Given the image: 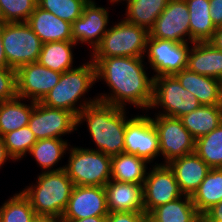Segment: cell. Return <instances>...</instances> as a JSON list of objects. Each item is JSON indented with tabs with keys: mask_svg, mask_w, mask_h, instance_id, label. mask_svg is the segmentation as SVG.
I'll return each instance as SVG.
<instances>
[{
	"mask_svg": "<svg viewBox=\"0 0 222 222\" xmlns=\"http://www.w3.org/2000/svg\"><path fill=\"white\" fill-rule=\"evenodd\" d=\"M203 222H222V201L213 205L202 215Z\"/></svg>",
	"mask_w": 222,
	"mask_h": 222,
	"instance_id": "obj_40",
	"label": "cell"
},
{
	"mask_svg": "<svg viewBox=\"0 0 222 222\" xmlns=\"http://www.w3.org/2000/svg\"><path fill=\"white\" fill-rule=\"evenodd\" d=\"M201 104L197 97L184 89L174 75L154 77L153 101L150 109L162 108L157 115L180 118Z\"/></svg>",
	"mask_w": 222,
	"mask_h": 222,
	"instance_id": "obj_8",
	"label": "cell"
},
{
	"mask_svg": "<svg viewBox=\"0 0 222 222\" xmlns=\"http://www.w3.org/2000/svg\"><path fill=\"white\" fill-rule=\"evenodd\" d=\"M189 43H176L166 39L148 37L146 54L149 67L156 76L174 75L187 67Z\"/></svg>",
	"mask_w": 222,
	"mask_h": 222,
	"instance_id": "obj_11",
	"label": "cell"
},
{
	"mask_svg": "<svg viewBox=\"0 0 222 222\" xmlns=\"http://www.w3.org/2000/svg\"><path fill=\"white\" fill-rule=\"evenodd\" d=\"M36 6L37 0H0L3 23L27 22Z\"/></svg>",
	"mask_w": 222,
	"mask_h": 222,
	"instance_id": "obj_36",
	"label": "cell"
},
{
	"mask_svg": "<svg viewBox=\"0 0 222 222\" xmlns=\"http://www.w3.org/2000/svg\"><path fill=\"white\" fill-rule=\"evenodd\" d=\"M95 82V64L88 61L78 67L75 66L74 69L63 72L59 82L44 96L40 103L45 106L68 110L77 117L86 106L99 101L96 96L92 99L89 98V100L84 97Z\"/></svg>",
	"mask_w": 222,
	"mask_h": 222,
	"instance_id": "obj_3",
	"label": "cell"
},
{
	"mask_svg": "<svg viewBox=\"0 0 222 222\" xmlns=\"http://www.w3.org/2000/svg\"><path fill=\"white\" fill-rule=\"evenodd\" d=\"M2 41L9 67L38 61L42 42L26 22L2 23Z\"/></svg>",
	"mask_w": 222,
	"mask_h": 222,
	"instance_id": "obj_7",
	"label": "cell"
},
{
	"mask_svg": "<svg viewBox=\"0 0 222 222\" xmlns=\"http://www.w3.org/2000/svg\"><path fill=\"white\" fill-rule=\"evenodd\" d=\"M24 99L16 97L9 101H0V135L4 136L14 130L27 126L35 101L22 103Z\"/></svg>",
	"mask_w": 222,
	"mask_h": 222,
	"instance_id": "obj_28",
	"label": "cell"
},
{
	"mask_svg": "<svg viewBox=\"0 0 222 222\" xmlns=\"http://www.w3.org/2000/svg\"><path fill=\"white\" fill-rule=\"evenodd\" d=\"M32 222H63V220L58 216L36 215Z\"/></svg>",
	"mask_w": 222,
	"mask_h": 222,
	"instance_id": "obj_45",
	"label": "cell"
},
{
	"mask_svg": "<svg viewBox=\"0 0 222 222\" xmlns=\"http://www.w3.org/2000/svg\"><path fill=\"white\" fill-rule=\"evenodd\" d=\"M126 109L97 101L77 115V127L87 122L88 131L96 145L92 150L109 156L124 152L125 129L129 119Z\"/></svg>",
	"mask_w": 222,
	"mask_h": 222,
	"instance_id": "obj_2",
	"label": "cell"
},
{
	"mask_svg": "<svg viewBox=\"0 0 222 222\" xmlns=\"http://www.w3.org/2000/svg\"><path fill=\"white\" fill-rule=\"evenodd\" d=\"M210 168H222V123L195 140V151Z\"/></svg>",
	"mask_w": 222,
	"mask_h": 222,
	"instance_id": "obj_32",
	"label": "cell"
},
{
	"mask_svg": "<svg viewBox=\"0 0 222 222\" xmlns=\"http://www.w3.org/2000/svg\"><path fill=\"white\" fill-rule=\"evenodd\" d=\"M148 162L136 155L120 153L111 156V180L143 184Z\"/></svg>",
	"mask_w": 222,
	"mask_h": 222,
	"instance_id": "obj_26",
	"label": "cell"
},
{
	"mask_svg": "<svg viewBox=\"0 0 222 222\" xmlns=\"http://www.w3.org/2000/svg\"><path fill=\"white\" fill-rule=\"evenodd\" d=\"M36 217L29 199L20 191L0 207V222H32Z\"/></svg>",
	"mask_w": 222,
	"mask_h": 222,
	"instance_id": "obj_33",
	"label": "cell"
},
{
	"mask_svg": "<svg viewBox=\"0 0 222 222\" xmlns=\"http://www.w3.org/2000/svg\"><path fill=\"white\" fill-rule=\"evenodd\" d=\"M95 0H89L80 18L71 24L72 41L76 44L87 43L92 52L100 44L102 37L108 31V8L97 6Z\"/></svg>",
	"mask_w": 222,
	"mask_h": 222,
	"instance_id": "obj_16",
	"label": "cell"
},
{
	"mask_svg": "<svg viewBox=\"0 0 222 222\" xmlns=\"http://www.w3.org/2000/svg\"><path fill=\"white\" fill-rule=\"evenodd\" d=\"M184 89L197 97L201 105H221L222 81L183 69L174 74Z\"/></svg>",
	"mask_w": 222,
	"mask_h": 222,
	"instance_id": "obj_21",
	"label": "cell"
},
{
	"mask_svg": "<svg viewBox=\"0 0 222 222\" xmlns=\"http://www.w3.org/2000/svg\"><path fill=\"white\" fill-rule=\"evenodd\" d=\"M149 31L124 18L108 29L91 57H145Z\"/></svg>",
	"mask_w": 222,
	"mask_h": 222,
	"instance_id": "obj_6",
	"label": "cell"
},
{
	"mask_svg": "<svg viewBox=\"0 0 222 222\" xmlns=\"http://www.w3.org/2000/svg\"><path fill=\"white\" fill-rule=\"evenodd\" d=\"M147 218L145 212H109L106 222H144Z\"/></svg>",
	"mask_w": 222,
	"mask_h": 222,
	"instance_id": "obj_38",
	"label": "cell"
},
{
	"mask_svg": "<svg viewBox=\"0 0 222 222\" xmlns=\"http://www.w3.org/2000/svg\"><path fill=\"white\" fill-rule=\"evenodd\" d=\"M36 181L22 190L35 214L62 217L75 186L65 170L42 172Z\"/></svg>",
	"mask_w": 222,
	"mask_h": 222,
	"instance_id": "obj_4",
	"label": "cell"
},
{
	"mask_svg": "<svg viewBox=\"0 0 222 222\" xmlns=\"http://www.w3.org/2000/svg\"><path fill=\"white\" fill-rule=\"evenodd\" d=\"M189 10L190 45L209 41L216 31L210 16L209 0H185Z\"/></svg>",
	"mask_w": 222,
	"mask_h": 222,
	"instance_id": "obj_25",
	"label": "cell"
},
{
	"mask_svg": "<svg viewBox=\"0 0 222 222\" xmlns=\"http://www.w3.org/2000/svg\"><path fill=\"white\" fill-rule=\"evenodd\" d=\"M127 3L126 21L148 31L166 8L169 0H124Z\"/></svg>",
	"mask_w": 222,
	"mask_h": 222,
	"instance_id": "obj_31",
	"label": "cell"
},
{
	"mask_svg": "<svg viewBox=\"0 0 222 222\" xmlns=\"http://www.w3.org/2000/svg\"><path fill=\"white\" fill-rule=\"evenodd\" d=\"M42 43L72 41L71 23L36 6L26 22Z\"/></svg>",
	"mask_w": 222,
	"mask_h": 222,
	"instance_id": "obj_20",
	"label": "cell"
},
{
	"mask_svg": "<svg viewBox=\"0 0 222 222\" xmlns=\"http://www.w3.org/2000/svg\"><path fill=\"white\" fill-rule=\"evenodd\" d=\"M37 140L58 138L76 131L77 117L70 111L35 102L28 123Z\"/></svg>",
	"mask_w": 222,
	"mask_h": 222,
	"instance_id": "obj_13",
	"label": "cell"
},
{
	"mask_svg": "<svg viewBox=\"0 0 222 222\" xmlns=\"http://www.w3.org/2000/svg\"><path fill=\"white\" fill-rule=\"evenodd\" d=\"M197 212L202 216L213 205L222 201V168H211L191 196Z\"/></svg>",
	"mask_w": 222,
	"mask_h": 222,
	"instance_id": "obj_30",
	"label": "cell"
},
{
	"mask_svg": "<svg viewBox=\"0 0 222 222\" xmlns=\"http://www.w3.org/2000/svg\"><path fill=\"white\" fill-rule=\"evenodd\" d=\"M104 188L109 212H145L143 184L110 180Z\"/></svg>",
	"mask_w": 222,
	"mask_h": 222,
	"instance_id": "obj_18",
	"label": "cell"
},
{
	"mask_svg": "<svg viewBox=\"0 0 222 222\" xmlns=\"http://www.w3.org/2000/svg\"><path fill=\"white\" fill-rule=\"evenodd\" d=\"M89 0H37V5L60 19L73 23L80 18Z\"/></svg>",
	"mask_w": 222,
	"mask_h": 222,
	"instance_id": "obj_35",
	"label": "cell"
},
{
	"mask_svg": "<svg viewBox=\"0 0 222 222\" xmlns=\"http://www.w3.org/2000/svg\"><path fill=\"white\" fill-rule=\"evenodd\" d=\"M109 1H110L111 5H113L118 2L122 3L121 1H124V0H109Z\"/></svg>",
	"mask_w": 222,
	"mask_h": 222,
	"instance_id": "obj_46",
	"label": "cell"
},
{
	"mask_svg": "<svg viewBox=\"0 0 222 222\" xmlns=\"http://www.w3.org/2000/svg\"><path fill=\"white\" fill-rule=\"evenodd\" d=\"M150 169L143 182V203L147 215L155 208L184 196L168 164L155 162Z\"/></svg>",
	"mask_w": 222,
	"mask_h": 222,
	"instance_id": "obj_10",
	"label": "cell"
},
{
	"mask_svg": "<svg viewBox=\"0 0 222 222\" xmlns=\"http://www.w3.org/2000/svg\"><path fill=\"white\" fill-rule=\"evenodd\" d=\"M154 117L151 119L157 130L160 154L164 158V163L160 164H168L174 159L194 153L195 139L180 118L157 114Z\"/></svg>",
	"mask_w": 222,
	"mask_h": 222,
	"instance_id": "obj_9",
	"label": "cell"
},
{
	"mask_svg": "<svg viewBox=\"0 0 222 222\" xmlns=\"http://www.w3.org/2000/svg\"><path fill=\"white\" fill-rule=\"evenodd\" d=\"M16 97V70L0 67V101H9Z\"/></svg>",
	"mask_w": 222,
	"mask_h": 222,
	"instance_id": "obj_37",
	"label": "cell"
},
{
	"mask_svg": "<svg viewBox=\"0 0 222 222\" xmlns=\"http://www.w3.org/2000/svg\"><path fill=\"white\" fill-rule=\"evenodd\" d=\"M64 170L75 186H105L111 180V156L84 147H69Z\"/></svg>",
	"mask_w": 222,
	"mask_h": 222,
	"instance_id": "obj_5",
	"label": "cell"
},
{
	"mask_svg": "<svg viewBox=\"0 0 222 222\" xmlns=\"http://www.w3.org/2000/svg\"><path fill=\"white\" fill-rule=\"evenodd\" d=\"M106 191L103 186H74L62 219L107 216Z\"/></svg>",
	"mask_w": 222,
	"mask_h": 222,
	"instance_id": "obj_17",
	"label": "cell"
},
{
	"mask_svg": "<svg viewBox=\"0 0 222 222\" xmlns=\"http://www.w3.org/2000/svg\"><path fill=\"white\" fill-rule=\"evenodd\" d=\"M73 41H53L42 43L38 63L60 73L74 69Z\"/></svg>",
	"mask_w": 222,
	"mask_h": 222,
	"instance_id": "obj_27",
	"label": "cell"
},
{
	"mask_svg": "<svg viewBox=\"0 0 222 222\" xmlns=\"http://www.w3.org/2000/svg\"><path fill=\"white\" fill-rule=\"evenodd\" d=\"M5 147L14 161L22 160L37 142L29 126L21 127L3 136Z\"/></svg>",
	"mask_w": 222,
	"mask_h": 222,
	"instance_id": "obj_34",
	"label": "cell"
},
{
	"mask_svg": "<svg viewBox=\"0 0 222 222\" xmlns=\"http://www.w3.org/2000/svg\"><path fill=\"white\" fill-rule=\"evenodd\" d=\"M149 37L190 43L189 10L185 0L168 1L166 8L149 30Z\"/></svg>",
	"mask_w": 222,
	"mask_h": 222,
	"instance_id": "obj_15",
	"label": "cell"
},
{
	"mask_svg": "<svg viewBox=\"0 0 222 222\" xmlns=\"http://www.w3.org/2000/svg\"><path fill=\"white\" fill-rule=\"evenodd\" d=\"M0 67L9 68L7 58L3 48L2 24H0Z\"/></svg>",
	"mask_w": 222,
	"mask_h": 222,
	"instance_id": "obj_44",
	"label": "cell"
},
{
	"mask_svg": "<svg viewBox=\"0 0 222 222\" xmlns=\"http://www.w3.org/2000/svg\"><path fill=\"white\" fill-rule=\"evenodd\" d=\"M70 144L67 140L58 138L40 139L33 145L28 154L34 157L35 161L41 166L42 172L58 171L64 169V165L58 168L55 167L61 158L68 152ZM52 168V169H51Z\"/></svg>",
	"mask_w": 222,
	"mask_h": 222,
	"instance_id": "obj_29",
	"label": "cell"
},
{
	"mask_svg": "<svg viewBox=\"0 0 222 222\" xmlns=\"http://www.w3.org/2000/svg\"><path fill=\"white\" fill-rule=\"evenodd\" d=\"M144 58L90 57L95 64L96 81L104 80L111 90L108 95L98 94L99 101L120 108L130 104L141 110H150L154 77L147 75Z\"/></svg>",
	"mask_w": 222,
	"mask_h": 222,
	"instance_id": "obj_1",
	"label": "cell"
},
{
	"mask_svg": "<svg viewBox=\"0 0 222 222\" xmlns=\"http://www.w3.org/2000/svg\"><path fill=\"white\" fill-rule=\"evenodd\" d=\"M208 42H210L215 48L222 50V27L216 29L212 38Z\"/></svg>",
	"mask_w": 222,
	"mask_h": 222,
	"instance_id": "obj_42",
	"label": "cell"
},
{
	"mask_svg": "<svg viewBox=\"0 0 222 222\" xmlns=\"http://www.w3.org/2000/svg\"><path fill=\"white\" fill-rule=\"evenodd\" d=\"M184 195L192 196L210 171V167L195 152L168 163Z\"/></svg>",
	"mask_w": 222,
	"mask_h": 222,
	"instance_id": "obj_19",
	"label": "cell"
},
{
	"mask_svg": "<svg viewBox=\"0 0 222 222\" xmlns=\"http://www.w3.org/2000/svg\"><path fill=\"white\" fill-rule=\"evenodd\" d=\"M148 218L153 222H201L191 196L184 195L155 208Z\"/></svg>",
	"mask_w": 222,
	"mask_h": 222,
	"instance_id": "obj_24",
	"label": "cell"
},
{
	"mask_svg": "<svg viewBox=\"0 0 222 222\" xmlns=\"http://www.w3.org/2000/svg\"><path fill=\"white\" fill-rule=\"evenodd\" d=\"M107 216H91L84 219H62L63 222H106Z\"/></svg>",
	"mask_w": 222,
	"mask_h": 222,
	"instance_id": "obj_43",
	"label": "cell"
},
{
	"mask_svg": "<svg viewBox=\"0 0 222 222\" xmlns=\"http://www.w3.org/2000/svg\"><path fill=\"white\" fill-rule=\"evenodd\" d=\"M144 222H153L149 218H147Z\"/></svg>",
	"mask_w": 222,
	"mask_h": 222,
	"instance_id": "obj_48",
	"label": "cell"
},
{
	"mask_svg": "<svg viewBox=\"0 0 222 222\" xmlns=\"http://www.w3.org/2000/svg\"><path fill=\"white\" fill-rule=\"evenodd\" d=\"M9 158V159H8ZM10 159L12 161H14L12 159V157L9 155L7 148L5 147V143H4V138L3 136L0 135V169L3 167V165Z\"/></svg>",
	"mask_w": 222,
	"mask_h": 222,
	"instance_id": "obj_41",
	"label": "cell"
},
{
	"mask_svg": "<svg viewBox=\"0 0 222 222\" xmlns=\"http://www.w3.org/2000/svg\"><path fill=\"white\" fill-rule=\"evenodd\" d=\"M3 23V14H2V11H1V8H0V24Z\"/></svg>",
	"mask_w": 222,
	"mask_h": 222,
	"instance_id": "obj_47",
	"label": "cell"
},
{
	"mask_svg": "<svg viewBox=\"0 0 222 222\" xmlns=\"http://www.w3.org/2000/svg\"><path fill=\"white\" fill-rule=\"evenodd\" d=\"M61 74L38 62L20 66L16 69L17 97L40 102L59 82Z\"/></svg>",
	"mask_w": 222,
	"mask_h": 222,
	"instance_id": "obj_14",
	"label": "cell"
},
{
	"mask_svg": "<svg viewBox=\"0 0 222 222\" xmlns=\"http://www.w3.org/2000/svg\"><path fill=\"white\" fill-rule=\"evenodd\" d=\"M210 16L216 28L222 27V0H209Z\"/></svg>",
	"mask_w": 222,
	"mask_h": 222,
	"instance_id": "obj_39",
	"label": "cell"
},
{
	"mask_svg": "<svg viewBox=\"0 0 222 222\" xmlns=\"http://www.w3.org/2000/svg\"><path fill=\"white\" fill-rule=\"evenodd\" d=\"M188 70L222 81V50L210 42H194L188 54Z\"/></svg>",
	"mask_w": 222,
	"mask_h": 222,
	"instance_id": "obj_22",
	"label": "cell"
},
{
	"mask_svg": "<svg viewBox=\"0 0 222 222\" xmlns=\"http://www.w3.org/2000/svg\"><path fill=\"white\" fill-rule=\"evenodd\" d=\"M124 152L136 155L148 163H153L160 156L157 130L148 114L135 115L127 120Z\"/></svg>",
	"mask_w": 222,
	"mask_h": 222,
	"instance_id": "obj_12",
	"label": "cell"
},
{
	"mask_svg": "<svg viewBox=\"0 0 222 222\" xmlns=\"http://www.w3.org/2000/svg\"><path fill=\"white\" fill-rule=\"evenodd\" d=\"M180 119L183 126L196 140L209 134L222 123V108L221 105H200Z\"/></svg>",
	"mask_w": 222,
	"mask_h": 222,
	"instance_id": "obj_23",
	"label": "cell"
}]
</instances>
